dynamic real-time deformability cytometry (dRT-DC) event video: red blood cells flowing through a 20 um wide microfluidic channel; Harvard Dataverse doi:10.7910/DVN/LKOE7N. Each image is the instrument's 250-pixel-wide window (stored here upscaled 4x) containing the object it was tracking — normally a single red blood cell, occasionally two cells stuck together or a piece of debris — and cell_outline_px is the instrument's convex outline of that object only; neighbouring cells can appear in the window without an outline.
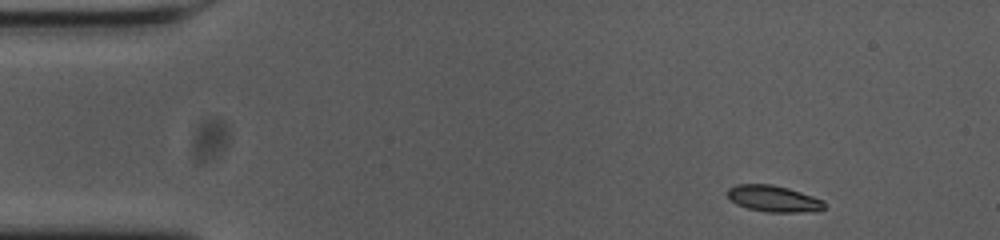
{"species": "common noctule bat (a hibernating species)", "species_latin": "Nyctalus noctula", "temperature_condition": "cold", "stored_images_in_passage": 50, "camera_frame_rate_fps": 3000, "um_per_image_px": 0.085, "animal": {"sex": "female", "body_mass_g": 23.0, "forearm_length_mm": 53.4}, "frame": {"image": 1, "passage_image": 1, "time_ms": 0.0, "image_size_px": [1000, 240], "cell_outline_px": [[824, 208], [800, 212], [768, 212], [748, 208], [736, 204], [728, 196], [728, 188], [736, 184], [772, 184], [788, 188], [824, 200]], "centroid_in_image_um": [65.71, 16.87], "position_along_channel_um": 19.3, "area_um2": 14.62}}
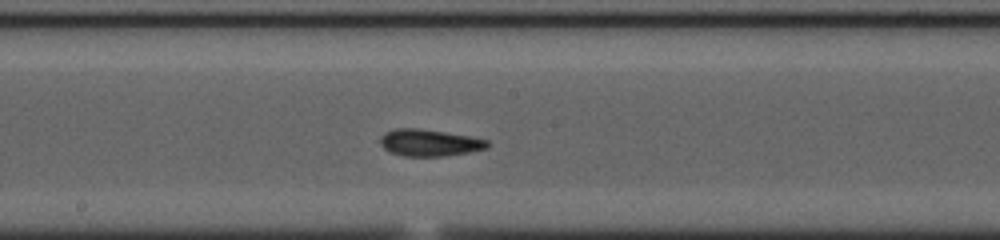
{"frame": {"image": 2, "passage_image": 24, "time_ms": 7.667, "image_size_px": [1000, 240], "cell_outline_px": [[488, 148], [468, 152], [444, 156], [404, 156], [388, 152], [380, 144], [380, 136], [384, 132], [392, 128], [416, 128], [444, 132], [468, 136], [488, 140]], "centroid_in_image_um": [36.43, 12.13], "position_along_channel_um": 211.8, "area_um2": 16.76}}
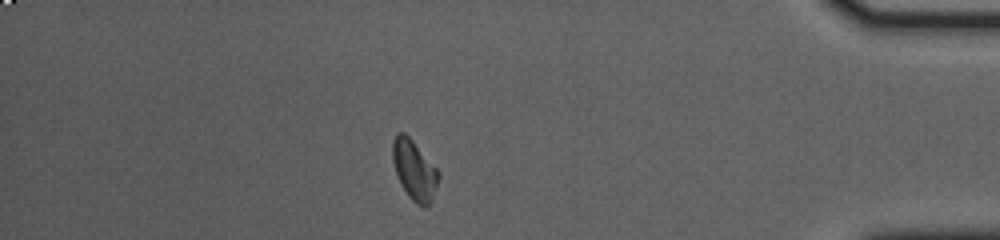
{"frame": {"image": 3, "passage_image": 43, "time_ms": 14.0, "image_size_px": [1000, 240], "cell_outline_px": [[440, 176], [432, 200], [424, 208], [416, 204], [408, 196], [400, 184], [392, 160], [392, 144], [396, 132], [404, 132], [412, 140], [440, 172]], "centroid_in_image_um": [35.21, 14.46], "position_along_channel_um": 400.0, "area_um2": 16.01}, "authors_computed_cell_mechanics": {"area_um2": 15.895, "velocity_mm_per_s": 3.6426, "shape_relaxation_time_tau1_ms": 5.49, "shape_relaxation_time_tau2_ms": 2.4159, "deformation_change_tau1": 0.1897, "deformation_change_tau2": 0.0908}}